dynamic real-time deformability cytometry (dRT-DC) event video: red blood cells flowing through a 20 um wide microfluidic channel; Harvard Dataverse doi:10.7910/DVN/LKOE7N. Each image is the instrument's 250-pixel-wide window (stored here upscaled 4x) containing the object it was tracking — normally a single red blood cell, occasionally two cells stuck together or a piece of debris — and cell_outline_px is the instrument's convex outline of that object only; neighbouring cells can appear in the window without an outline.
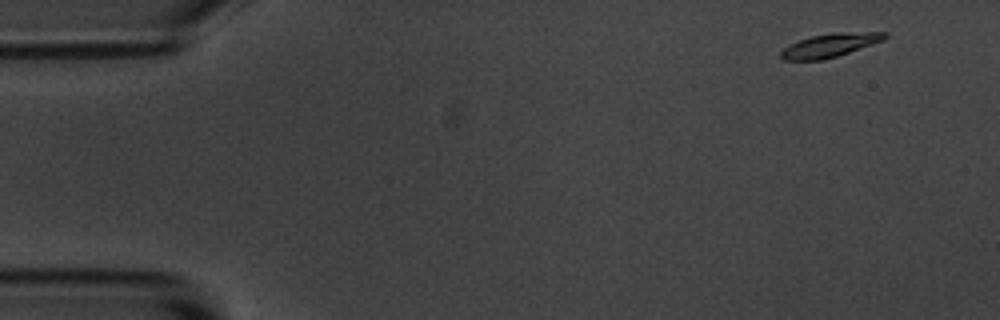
{"species": "common noctule bat (a hibernating species)", "species_latin": "Nyctalus noctula", "temperature_condition": "room temperature", "stored_images_in_passage": 55, "camera_frame_rate_fps": 3000, "um_per_image_px": 0.085, "animal": {"sex": "male", "body_mass_g": 20.1, "forearm_length_mm": 53.5}, "frame": {"image": 1, "passage_image": 3, "time_ms": 0.667, "image_size_px": [1000, 320], "cell_outline_px": [[888, 36], [884, 40], [836, 56], [820, 60], [784, 60], [780, 56], [780, 52], [788, 44], [812, 36], [836, 32], [888, 32]], "centroid_in_image_um": [70.54, 3.84], "position_along_channel_um": 14.5, "area_um2": 14.1}}
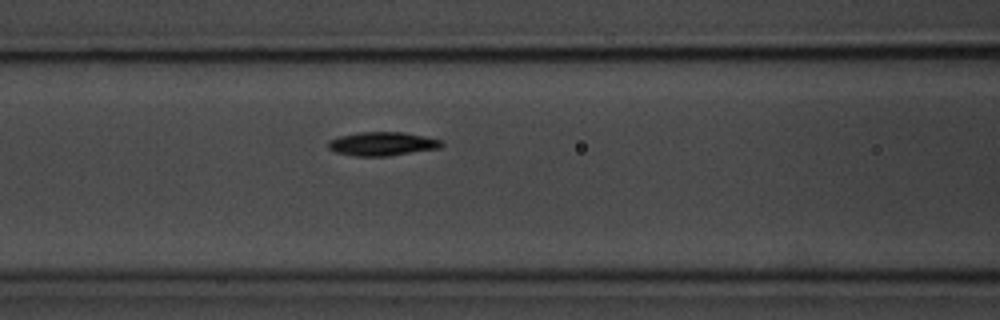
{"frame": {"image": 2, "passage_image": 22, "time_ms": 7.0, "image_size_px": [1000, 320], "cell_outline_px": [[444, 144], [440, 148], [388, 156], [356, 156], [336, 152], [328, 148], [328, 140], [340, 136], [356, 132], [404, 132], [444, 140]], "centroid_in_image_um": [32.52, 12.22], "position_along_channel_um": 134.1, "area_um2": 15.78}}
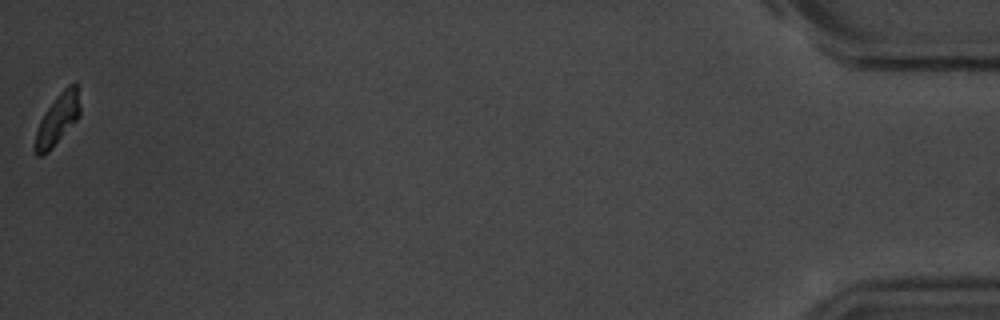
{"frame": {"image": 3, "passage_image": 55, "time_ms": 18.0, "image_size_px": [1000, 320], "cell_outline_px": [[80, 116], [52, 148], [48, 152], [40, 156], [36, 156], [36, 132], [40, 120], [56, 96], [68, 84], [76, 80], [80, 108]], "centroid_in_image_um": [4.93, 10.1], "position_along_channel_um": 430.3, "area_um2": 13.06}, "authors_computed_cell_mechanics": {"area_um2": 14.8546, "velocity_mm_per_s": 3.5708, "shape_relaxation_time_tau1_ms": 1.9183, "shape_relaxation_time_tau2_ms": null, "deformation_change_tau1": 0.1112, "deformation_change_tau2": null}}